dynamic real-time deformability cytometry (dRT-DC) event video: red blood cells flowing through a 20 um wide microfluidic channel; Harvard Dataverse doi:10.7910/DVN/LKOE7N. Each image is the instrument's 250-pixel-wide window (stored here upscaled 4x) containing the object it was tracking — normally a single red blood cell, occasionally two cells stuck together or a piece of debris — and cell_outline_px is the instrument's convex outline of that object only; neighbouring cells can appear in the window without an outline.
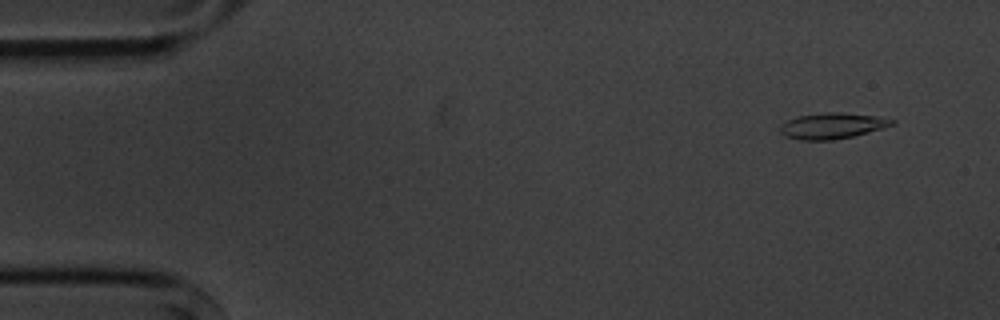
{"species": "common noctule bat (a hibernating species)", "species_latin": "Nyctalus noctula", "temperature_condition": "cold", "stored_images_in_passage": 4, "camera_frame_rate_fps": 3000, "um_per_image_px": 0.085, "animal": {"sex": "male", "body_mass_g": 20.1, "forearm_length_mm": 53.5}, "frame": {"image": 1, "passage_image": 1, "time_ms": 0.0, "image_size_px": [1000, 320], "cell_outline_px": [[896, 124], [884, 128], [852, 136], [832, 140], [800, 140], [784, 136], [780, 132], [780, 124], [788, 120], [800, 116], [824, 112], [840, 112], [876, 116], [896, 120]], "centroid_in_image_um": [70.75, 10.69], "position_along_channel_um": 14.3, "area_um2": 16.88}}
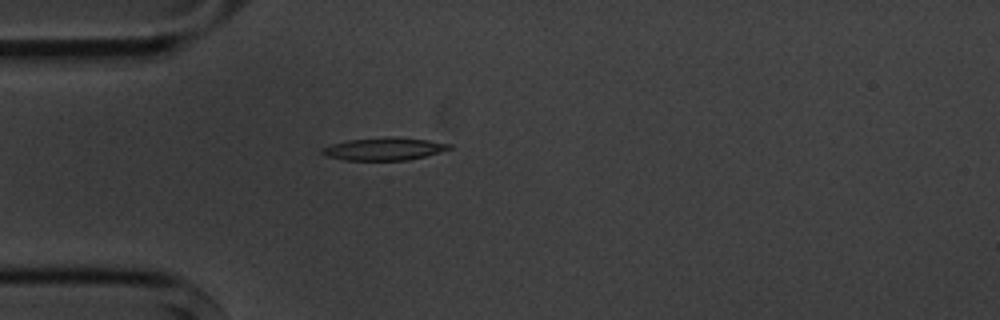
{"frame": {"image": 2, "passage_image": 4, "time_ms": 3.667, "image_size_px": [1000, 320], "cell_outline_px": [[452, 148], [424, 156], [408, 160], [344, 160], [324, 156], [320, 152], [320, 148], [332, 144], [348, 140], [388, 136], [428, 140], [452, 144]], "centroid_in_image_um": [32.59, 12.65], "position_along_channel_um": 52.4, "area_um2": 16.82}}